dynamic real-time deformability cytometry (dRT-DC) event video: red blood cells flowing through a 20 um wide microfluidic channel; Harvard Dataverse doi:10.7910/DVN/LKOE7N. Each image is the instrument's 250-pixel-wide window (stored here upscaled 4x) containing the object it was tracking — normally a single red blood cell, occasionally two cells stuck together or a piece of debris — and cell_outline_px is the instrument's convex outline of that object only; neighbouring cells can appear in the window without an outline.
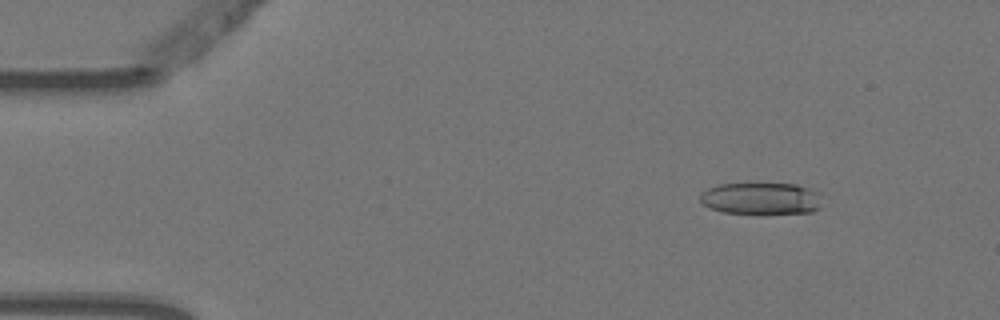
{"species": "Egyptian fruit bat (a non-hibernating species)", "species_latin": "Rousettus aegyptiacus", "temperature_condition": "warm", "stored_images_in_passage": 6, "camera_frame_rate_fps": 3000, "um_per_image_px": 0.085, "animal": {"sex": "female"}, "frame": {"image": 1, "passage_image": 2, "time_ms": 0.333, "image_size_px": [1000, 320], "cell_outline_px": [[820, 208], [812, 212], [724, 212], [712, 208], [704, 204], [700, 200], [700, 192], [708, 188], [720, 184], [760, 180], [796, 184], [820, 192]], "centroid_in_image_um": [64.7, 16.78], "position_along_channel_um": 20.3, "area_um2": 23.24}}
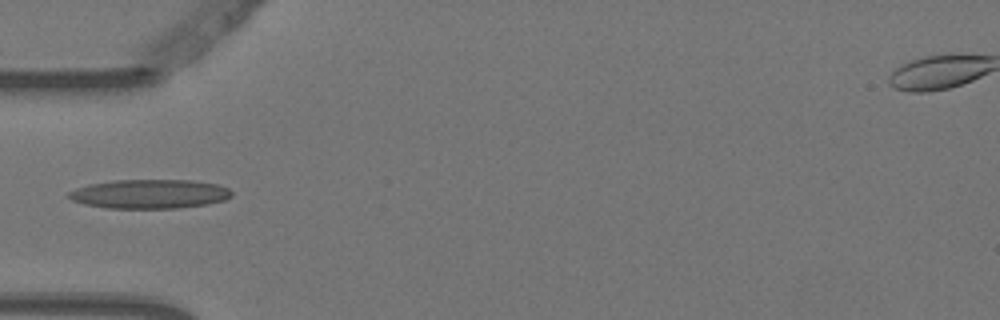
{"frame": {"image": 2, "passage_image": 5, "time_ms": 1.333, "image_size_px": [1000, 320], "cell_outline_px": [[232, 196], [224, 200], [208, 204], [176, 208], [108, 208], [84, 204], [72, 200], [68, 196], [68, 192], [76, 188], [88, 184], [112, 180], [192, 180], [216, 184], [228, 188], [232, 192]], "centroid_in_image_um": [12.71, 16.48], "position_along_channel_um": 72.3, "area_um2": 27.69}}
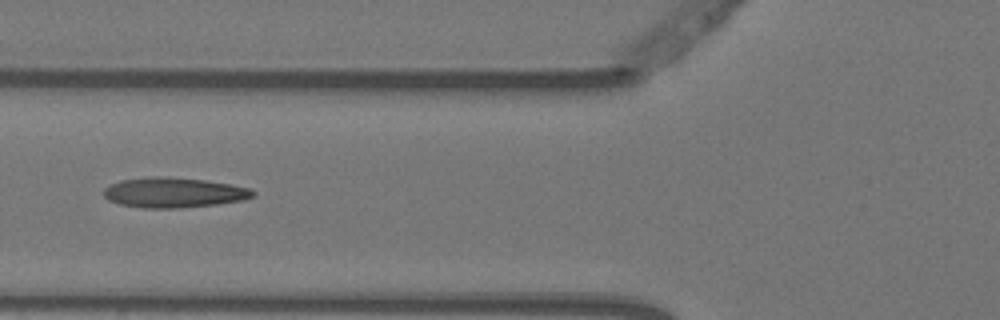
{"frame": {"image": 3, "passage_image": 6, "time_ms": 1.667, "image_size_px": [1000, 320], "cell_outline_px": [[256, 196], [244, 200], [216, 204], [180, 208], [144, 208], [120, 204], [108, 200], [104, 196], [104, 188], [108, 184], [120, 180], [152, 176], [168, 176], [204, 180], [232, 184], [252, 188], [256, 192]], "centroid_in_image_um": [14.79, 16.36], "position_along_channel_um": 111.0, "area_um2": 26.53}}